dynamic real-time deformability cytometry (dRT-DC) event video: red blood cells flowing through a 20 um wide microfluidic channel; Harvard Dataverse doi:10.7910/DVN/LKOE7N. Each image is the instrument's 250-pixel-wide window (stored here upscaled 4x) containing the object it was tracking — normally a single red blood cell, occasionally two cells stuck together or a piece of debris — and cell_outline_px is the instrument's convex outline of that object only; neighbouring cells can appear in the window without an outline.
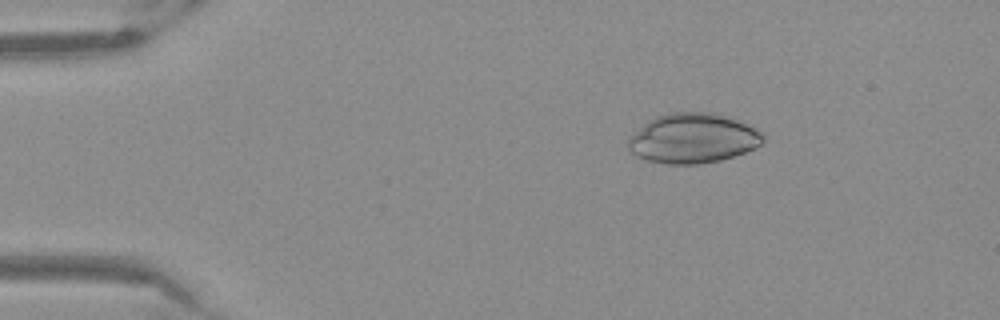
{"species": "Egyptian fruit bat (a non-hibernating species)", "species_latin": "Rousettus aegyptiacus", "temperature_condition": "warm", "stored_images_in_passage": 49, "camera_frame_rate_fps": 3000, "um_per_image_px": 0.085, "frame": {"image": 1, "passage_image": 5, "time_ms": 1.333, "image_size_px": [1000, 320], "cell_outline_px": [[764, 140], [760, 144], [744, 152], [720, 160], [700, 164], [668, 164], [648, 160], [632, 152], [628, 148], [628, 140], [648, 120], [656, 116], [668, 112], [712, 112], [736, 120], [756, 128], [764, 136]], "centroid_in_image_um": [58.89, 11.75], "position_along_channel_um": 26.1, "area_um2": 38.61}}
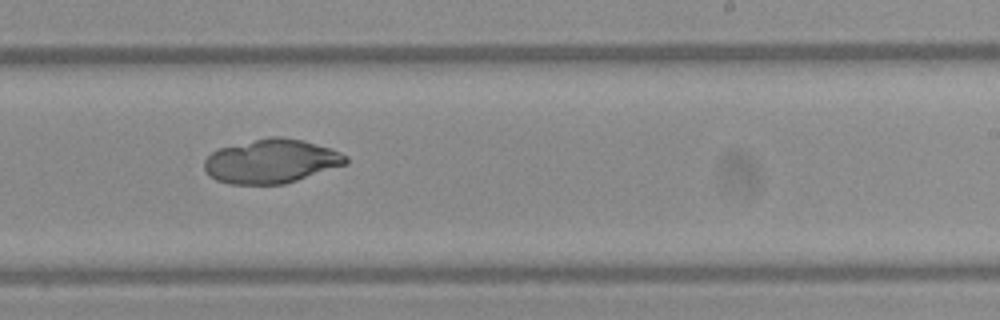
{"frame": {"image": 2, "passage_image": 29, "time_ms": 9.333, "image_size_px": [1000, 320], "cell_outline_px": [[348, 164], [284, 184], [228, 184], [216, 180], [204, 168], [204, 160], [212, 152], [220, 148], [268, 136], [280, 136], [304, 140], [340, 152], [348, 156]], "centroid_in_image_um": [23.08, 13.7], "position_along_channel_um": 265.9, "area_um2": 36.24}}
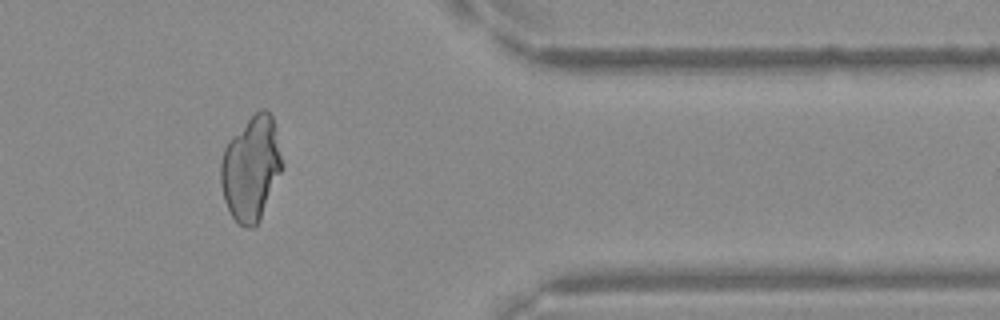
{"frame": {"image": 3, "passage_image": 40, "time_ms": 13.0, "image_size_px": [1000, 320], "cell_outline_px": [[284, 164], [260, 220], [252, 228], [244, 228], [232, 216], [224, 200], [220, 184], [220, 164], [224, 148], [228, 140], [260, 108], [264, 108], [272, 116]], "centroid_in_image_um": [21.33, 14.33], "position_along_channel_um": 390.1, "area_um2": 37.17}}